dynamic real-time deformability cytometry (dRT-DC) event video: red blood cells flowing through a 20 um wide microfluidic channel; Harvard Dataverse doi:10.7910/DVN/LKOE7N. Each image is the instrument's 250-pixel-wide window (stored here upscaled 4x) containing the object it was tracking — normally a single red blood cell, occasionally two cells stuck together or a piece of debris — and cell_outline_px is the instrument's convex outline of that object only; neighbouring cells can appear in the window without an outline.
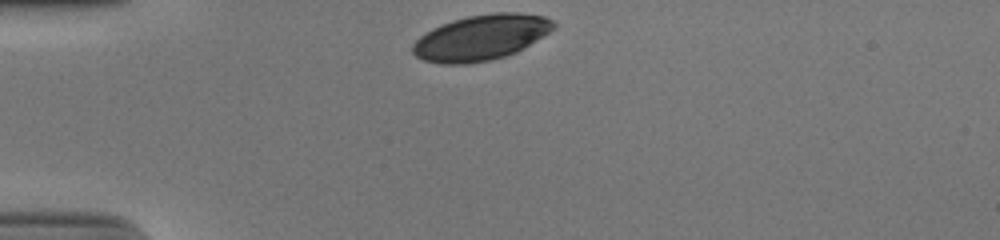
{"species": "human", "species_latin": "Homo sapiens", "temperature_condition": "cold", "stored_images_in_passage": 31, "camera_frame_rate_fps": 3000, "um_per_image_px": 0.085, "donor": {"sex": "male"}, "frame": {"image": 1, "passage_image": 1, "time_ms": 0.0, "image_size_px": [1000, 240], "cell_outline_px": [[556, 28], [524, 48], [516, 52], [492, 60], [468, 64], [440, 64], [424, 60], [416, 56], [412, 52], [412, 44], [420, 36], [432, 28], [452, 20], [468, 16], [496, 12], [520, 12], [544, 16], [552, 20], [556, 24]], "centroid_in_image_um": [40.9, 3.19], "position_along_channel_um": 44.1, "area_um2": 37.51}}
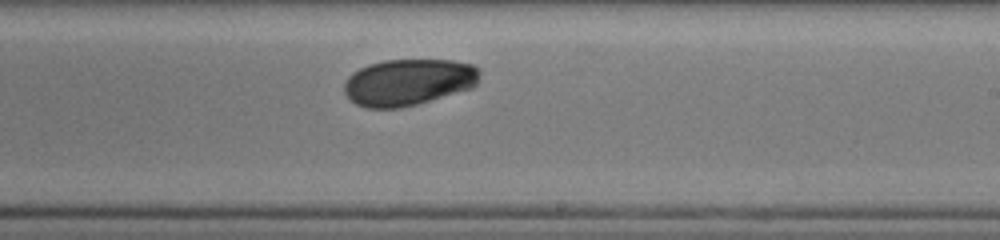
{"frame": {"image": 2, "passage_image": 20, "time_ms": 6.333, "image_size_px": [1000, 240], "cell_outline_px": [[480, 76], [476, 84], [472, 88], [416, 104], [400, 108], [364, 108], [356, 104], [344, 92], [344, 84], [348, 76], [352, 72], [368, 64], [384, 60], [452, 60], [472, 64], [480, 68]], "centroid_in_image_um": [34.71, 6.98], "position_along_channel_um": 254.3, "area_um2": 36.88}}
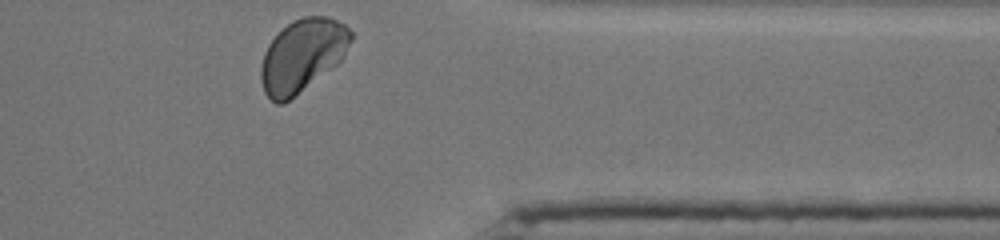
{"frame": {"image": 3, "passage_image": 31, "time_ms": 10.0, "image_size_px": [1000, 240], "cell_outline_px": [[352, 40], [340, 60], [336, 64], [284, 104], [276, 104], [264, 92], [260, 80], [260, 68], [264, 52], [268, 44], [276, 32], [292, 20], [304, 16], [328, 16], [344, 24], [352, 32]], "centroid_in_image_um": [25.66, 4.69], "position_along_channel_um": 385.7, "area_um2": 38.09}, "authors_computed_cell_mechanics": {"area_um2": 37.57, "velocity_mm_per_s": 3.8221, "shape_relaxation_time_tau1_ms": 3.4756, "shape_relaxation_time_tau2_ms": 7.4687, "deformation_change_tau1": 0.0851, "deformation_change_tau2": 0.0625}}